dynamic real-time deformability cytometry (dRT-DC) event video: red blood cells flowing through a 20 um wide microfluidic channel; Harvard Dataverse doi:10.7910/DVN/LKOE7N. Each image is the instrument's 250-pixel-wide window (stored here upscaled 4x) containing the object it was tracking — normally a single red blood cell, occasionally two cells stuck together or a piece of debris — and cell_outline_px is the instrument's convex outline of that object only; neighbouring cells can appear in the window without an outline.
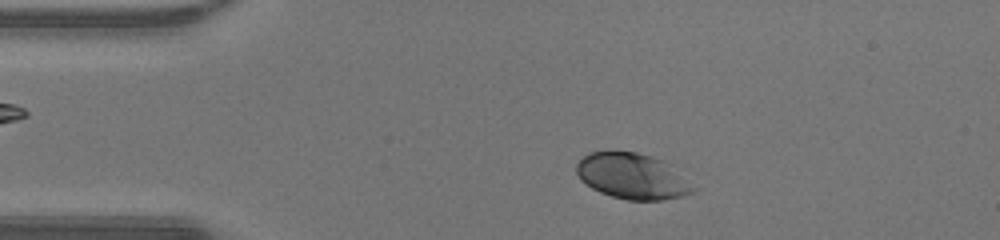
{"species": "human", "species_latin": "Homo sapiens", "temperature_condition": "warm", "stored_images_in_passage": 43, "camera_frame_rate_fps": 3000, "um_per_image_px": 0.085, "donor": {"sex": "male"}, "frame": {"image": 1, "passage_image": 5, "time_ms": 1.333, "image_size_px": [1000, 240], "cell_outline_px": [[700, 188], [696, 192], [684, 196], [664, 200], [628, 200], [612, 196], [600, 192], [592, 188], [580, 180], [576, 172], [576, 164], [588, 152], [608, 148], [612, 148], [636, 152], [652, 156], [664, 160]], "centroid_in_image_um": [53.78, 14.94], "position_along_channel_um": 31.2, "area_um2": 32.25}}
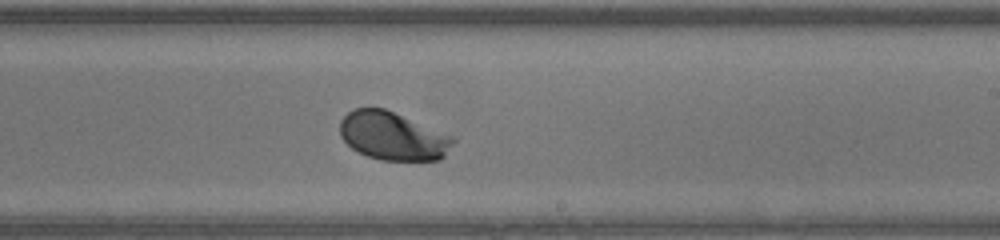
{"frame": {"image": 2, "passage_image": 24, "time_ms": 7.667, "image_size_px": [1000, 240], "cell_outline_px": [[456, 140], [444, 156], [440, 160], [380, 160], [368, 156], [352, 148], [340, 136], [340, 120], [348, 112], [356, 108], [384, 108], [452, 136]], "centroid_in_image_um": [33.38, 11.57], "position_along_channel_um": 255.6, "area_um2": 31.5}}
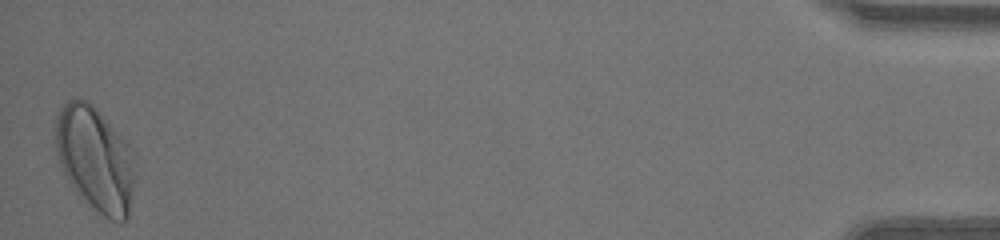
{"frame": {"image": 3, "passage_image": 43, "time_ms": 14.0, "image_size_px": [1000, 240], "cell_outline_px": [[136, 172], [128, 220], [120, 224], [104, 216], [80, 196], [72, 188], [60, 164], [56, 152], [56, 116], [60, 108], [72, 96], [76, 96], [88, 100], [96, 108], [132, 148]], "centroid_in_image_um": [8.11, 13.5], "position_along_channel_um": 427.1, "area_um2": 48.96}, "authors_computed_cell_mechanics": {"area_um2": 32.1368, "velocity_mm_per_s": 4.3139, "shape_relaxation_time_tau1_ms": 1.2439, "shape_relaxation_time_tau2_ms": null, "deformation_change_tau1": 0.109, "deformation_change_tau2": null}}